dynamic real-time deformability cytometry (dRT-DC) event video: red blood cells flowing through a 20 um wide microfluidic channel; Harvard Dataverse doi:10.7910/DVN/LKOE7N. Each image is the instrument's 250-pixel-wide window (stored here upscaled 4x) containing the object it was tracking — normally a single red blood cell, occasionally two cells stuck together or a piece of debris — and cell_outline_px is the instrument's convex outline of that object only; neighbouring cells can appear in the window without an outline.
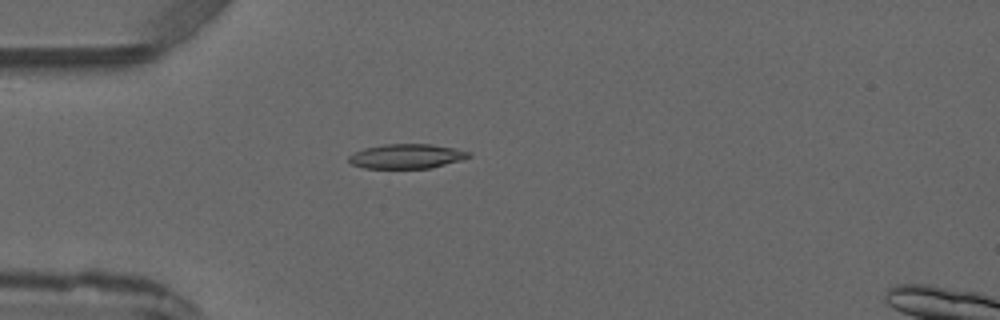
{"species": "common noctule bat (a hibernating species)", "species_latin": "Nyctalus noctula", "temperature_condition": "warm", "stored_images_in_passage": 5, "camera_frame_rate_fps": 3000, "um_per_image_px": 0.085, "animal": {"sex": "male", "forearm_length_mm": 52.5}, "frame": {"image": 1, "passage_image": 5, "time_ms": 5.0, "image_size_px": [1000, 320], "cell_outline_px": [[472, 156], [460, 160], [432, 168], [364, 168], [352, 164], [348, 160], [348, 156], [364, 148], [384, 144], [432, 144], [472, 152]], "centroid_in_image_um": [34.57, 13.28], "position_along_channel_um": 50.4, "area_um2": 17.11}}